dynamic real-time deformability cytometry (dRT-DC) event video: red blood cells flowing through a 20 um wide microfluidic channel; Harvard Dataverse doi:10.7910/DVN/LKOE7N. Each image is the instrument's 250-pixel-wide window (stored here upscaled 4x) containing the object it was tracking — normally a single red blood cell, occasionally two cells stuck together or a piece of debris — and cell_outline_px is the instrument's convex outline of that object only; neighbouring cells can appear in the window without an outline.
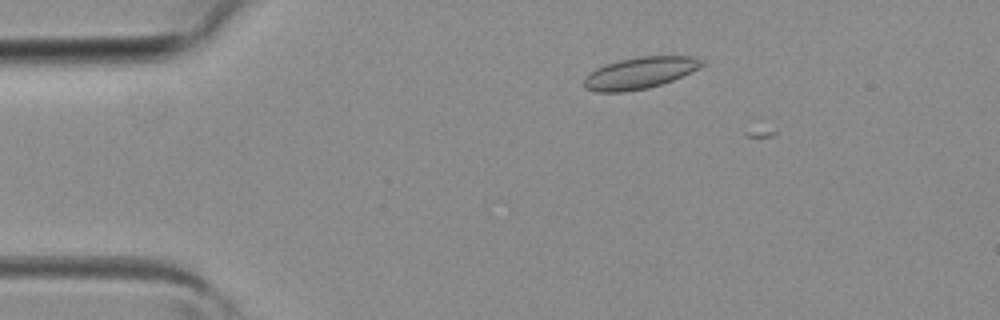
{"species": "common noctule bat (a hibernating species)", "species_latin": "Nyctalus noctula", "temperature_condition": "room temperature", "stored_images_in_passage": 3, "camera_frame_rate_fps": 3000, "um_per_image_px": 0.085, "animal": {"sex": "female", "body_mass_g": 19.3, "forearm_length_mm": 54.1}, "frame": {"image": 1, "passage_image": 2, "time_ms": 0.333, "image_size_px": [1000, 320], "cell_outline_px": [[704, 64], [700, 68], [672, 80], [648, 88], [624, 92], [596, 92], [584, 88], [584, 80], [596, 68], [604, 64], [620, 60], [640, 56], [692, 56], [704, 60]], "centroid_in_image_um": [54.4, 6.2], "position_along_channel_um": 30.6, "area_um2": 21.62}}